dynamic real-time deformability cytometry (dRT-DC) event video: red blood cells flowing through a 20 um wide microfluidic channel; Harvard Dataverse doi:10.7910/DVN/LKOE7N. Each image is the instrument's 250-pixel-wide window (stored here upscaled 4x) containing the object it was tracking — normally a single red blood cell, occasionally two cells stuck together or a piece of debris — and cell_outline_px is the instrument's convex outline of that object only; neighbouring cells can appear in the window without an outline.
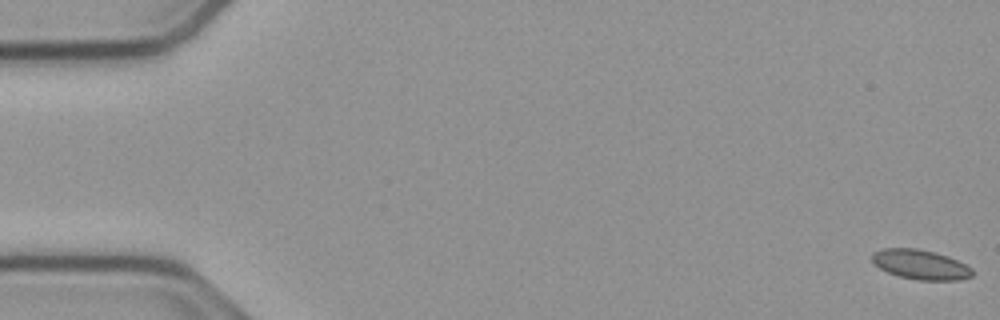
{"species": "common noctule bat (a hibernating species)", "species_latin": "Nyctalus noctula", "temperature_condition": "cold", "stored_images_in_passage": 55, "camera_frame_rate_fps": 3000, "um_per_image_px": 0.085, "animal": {"sex": "male", "body_mass_g": 23.1, "forearm_length_mm": 52.7}, "frame": {"image": 1, "passage_image": 1, "time_ms": 0.0, "image_size_px": [1000, 320], "cell_outline_px": [[972, 276], [960, 280], [920, 280], [900, 276], [888, 272], [880, 268], [872, 260], [872, 252], [880, 248], [916, 248], [936, 252], [948, 256], [972, 268]], "centroid_in_image_um": [78.23, 22.47], "position_along_channel_um": 6.8, "area_um2": 17.28}}
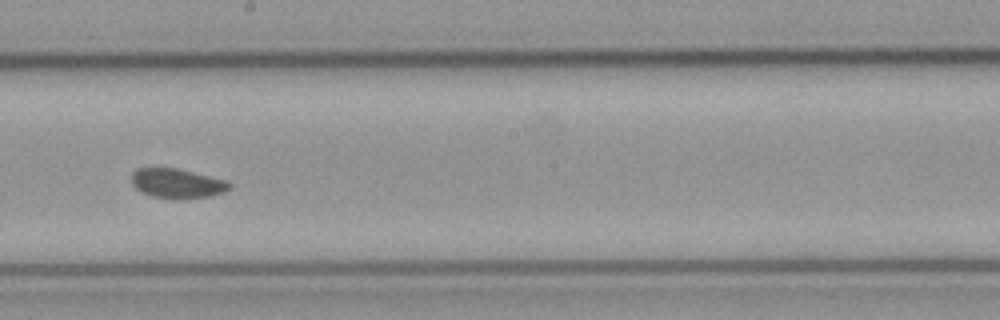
{"frame": {"image": 2, "passage_image": 31, "time_ms": 10.0, "image_size_px": [1000, 320], "cell_outline_px": [[232, 188], [224, 192], [212, 196], [176, 200], [172, 200], [152, 196], [140, 192], [132, 184], [132, 172], [136, 168], [176, 168], [228, 180], [232, 184]], "centroid_in_image_um": [15.08, 15.61], "position_along_channel_um": 233.1, "area_um2": 17.28}}
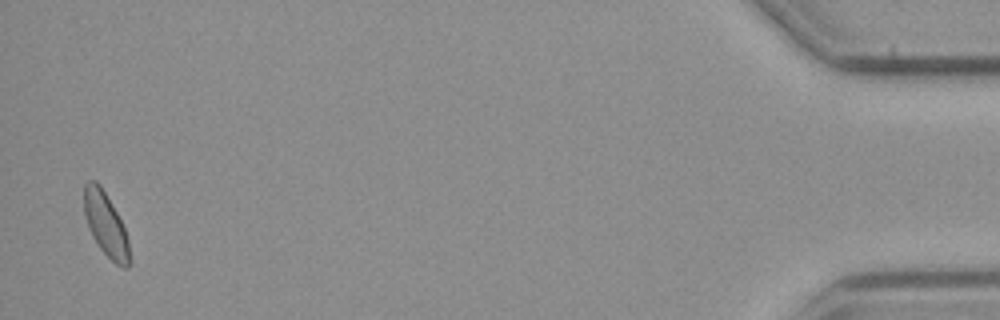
{"frame": {"image": 3, "passage_image": 54, "time_ms": 17.667, "image_size_px": [1000, 320], "cell_outline_px": [[132, 260], [128, 268], [124, 268], [116, 264], [100, 248], [92, 236], [88, 228], [84, 216], [84, 184], [88, 180], [96, 180], [100, 184], [116, 212], [124, 228], [128, 240]], "centroid_in_image_um": [8.99, 19.09], "position_along_channel_um": 426.2, "area_um2": 16.94}, "authors_computed_cell_mechanics": {"area_um2": 17.2244, "velocity_mm_per_s": 3.7667, "shape_relaxation_time_tau1_ms": null, "shape_relaxation_time_tau2_ms": 5.1963, "deformation_change_tau1": null, "deformation_change_tau2": 0.0678}}